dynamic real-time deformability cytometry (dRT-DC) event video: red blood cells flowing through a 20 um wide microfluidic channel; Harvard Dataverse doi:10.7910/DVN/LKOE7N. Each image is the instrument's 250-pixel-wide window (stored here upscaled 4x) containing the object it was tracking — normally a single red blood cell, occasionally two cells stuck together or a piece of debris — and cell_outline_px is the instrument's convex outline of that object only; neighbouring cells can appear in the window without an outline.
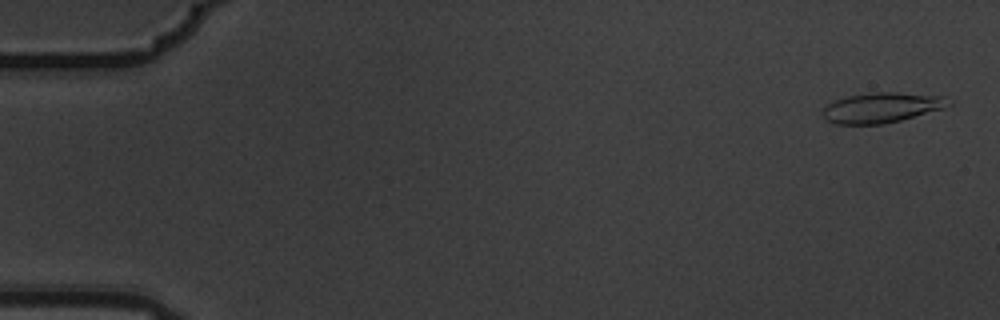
{"species": "common noctule bat (a hibernating species)", "species_latin": "Nyctalus noctula", "temperature_condition": "warm", "stored_images_in_passage": 6, "camera_frame_rate_fps": 3000, "um_per_image_px": 0.085, "animal": {"sex": "male", "body_mass_g": 19.5, "forearm_length_mm": 54.6}, "frame": {"image": 1, "passage_image": 1, "time_ms": 0.0, "image_size_px": [1000, 320], "cell_outline_px": [[952, 104], [940, 108], [900, 120], [884, 124], [836, 124], [828, 120], [820, 112], [828, 104], [836, 100], [848, 96], [868, 92], [896, 92], [944, 96], [952, 100]], "centroid_in_image_um": [74.92, 9.13], "position_along_channel_um": 10.1, "area_um2": 21.91}}